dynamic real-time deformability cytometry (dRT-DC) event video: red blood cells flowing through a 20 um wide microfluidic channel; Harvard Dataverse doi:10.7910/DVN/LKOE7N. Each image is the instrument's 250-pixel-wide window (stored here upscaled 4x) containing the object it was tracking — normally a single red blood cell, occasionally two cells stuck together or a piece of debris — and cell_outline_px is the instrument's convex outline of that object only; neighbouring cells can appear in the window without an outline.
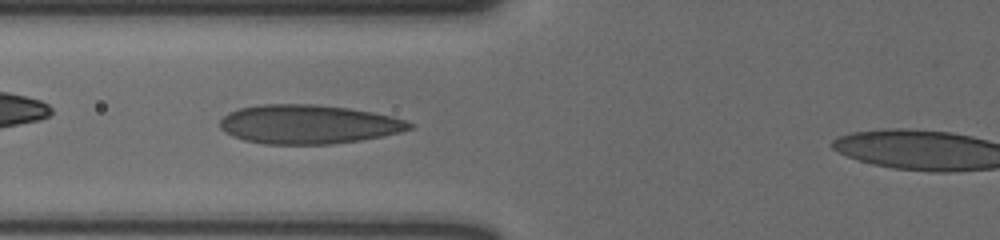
{"species": "human", "species_latin": "Homo sapiens", "temperature_condition": "cold", "stored_images_in_passage": 37, "camera_frame_rate_fps": 3000, "um_per_image_px": 0.085, "donor": {"sex": "male"}, "frame": {"image": 1, "passage_image": 7, "time_ms": 2.0, "image_size_px": [1000, 240], "cell_outline_px": [[412, 128], [400, 132], [360, 140], [332, 144], [264, 144], [244, 140], [232, 136], [224, 132], [220, 128], [220, 120], [228, 112], [240, 108], [260, 104], [312, 104], [348, 108], [372, 112], [392, 116], [404, 120], [412, 124]], "centroid_in_image_um": [26.16, 10.56], "position_along_channel_um": 99.6, "area_um2": 43.0}}
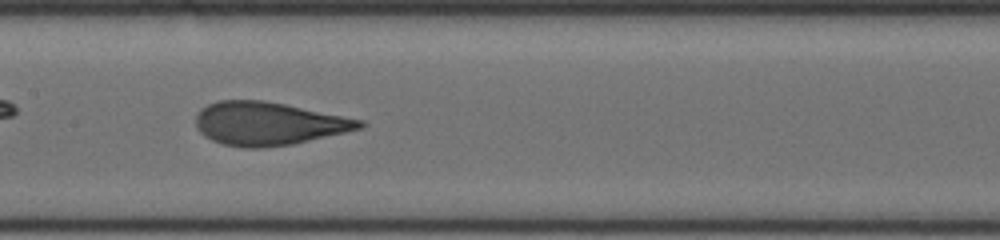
{"frame": {"image": 2, "passage_image": 14, "time_ms": 4.333, "image_size_px": [1000, 240], "cell_outline_px": [[368, 124], [360, 128], [344, 132], [292, 144], [264, 148], [240, 148], [224, 144], [212, 140], [204, 136], [200, 132], [196, 124], [196, 116], [208, 104], [216, 100], [264, 100], [364, 120]], "centroid_in_image_um": [22.8, 10.51], "position_along_channel_um": 184.6, "area_um2": 40.98}}
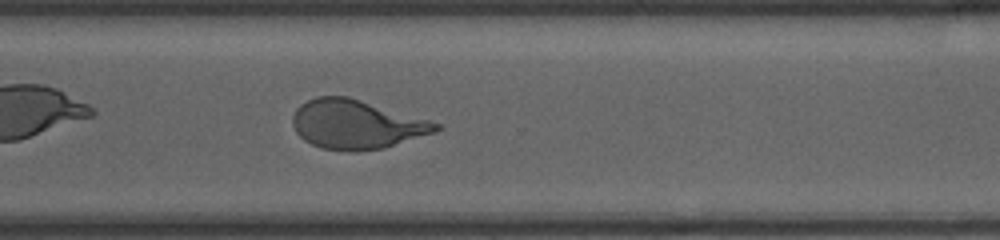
{"frame": {"image": 3, "passage_image": 27, "time_ms": 8.667, "image_size_px": [1000, 240], "cell_outline_px": [[440, 128], [436, 132], [384, 148], [356, 152], [352, 152], [320, 148], [304, 140], [296, 132], [292, 124], [292, 116], [296, 108], [300, 104], [316, 96], [348, 96], [428, 120], [440, 124]], "centroid_in_image_um": [30.25, 10.58], "position_along_channel_um": 340.3, "area_um2": 40.92}}